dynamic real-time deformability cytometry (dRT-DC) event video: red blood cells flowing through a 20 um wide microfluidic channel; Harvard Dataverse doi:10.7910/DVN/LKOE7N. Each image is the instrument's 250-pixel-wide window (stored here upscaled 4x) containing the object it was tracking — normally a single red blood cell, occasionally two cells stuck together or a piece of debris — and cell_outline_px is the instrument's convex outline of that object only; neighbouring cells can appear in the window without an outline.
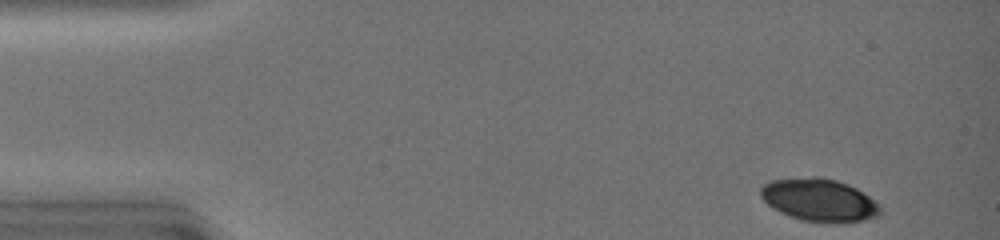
{"species": "common noctule bat (a hibernating species)", "species_latin": "Nyctalus noctula", "temperature_condition": "warm", "stored_images_in_passage": 17, "camera_frame_rate_fps": 3000, "um_per_image_px": 0.085, "animal": {"sex": "female", "body_mass_g": 19.0, "forearm_length_mm": 51.5}, "frame": {"image": 1, "passage_image": 1, "time_ms": 0.0, "image_size_px": [1000, 240], "cell_outline_px": [[880, 216], [864, 220], [840, 224], [836, 224], [800, 220], [788, 216], [772, 208], [760, 196], [760, 188], [764, 184], [772, 180], [812, 176], [820, 176], [836, 180], [848, 184], [856, 188], [880, 204]], "centroid_in_image_um": [69.64, 17.02], "position_along_channel_um": 15.4, "area_um2": 30.23}}